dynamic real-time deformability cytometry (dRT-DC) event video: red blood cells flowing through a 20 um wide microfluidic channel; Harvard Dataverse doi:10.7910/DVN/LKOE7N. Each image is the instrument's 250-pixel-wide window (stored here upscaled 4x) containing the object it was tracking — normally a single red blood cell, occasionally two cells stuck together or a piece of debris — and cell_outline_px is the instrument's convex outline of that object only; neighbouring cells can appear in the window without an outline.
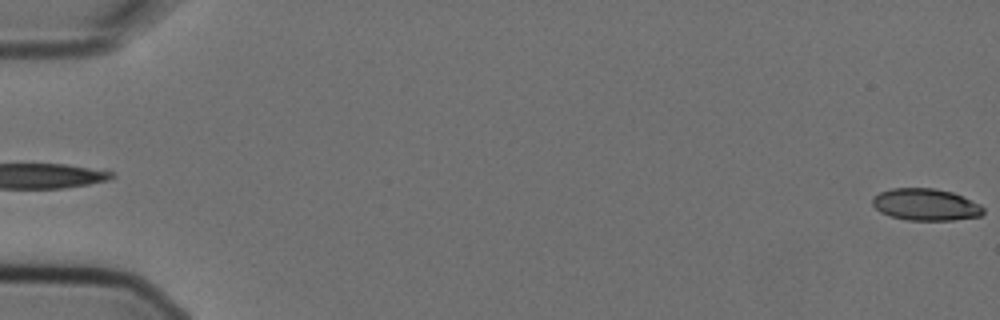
{"species": "Egyptian fruit bat (a non-hibernating species)", "species_latin": "Rousettus aegyptiacus", "temperature_condition": "cold", "stored_images_in_passage": 3, "segment_of_instrument_passage": [2, 2], "camera_frame_rate_fps": 3000, "um_per_image_px": 0.085, "animal": {"sex": "female"}, "frame": {"image": 1, "passage_image": 3, "time_ms": 0.667, "image_size_px": [1000, 320], "cell_outline_px": [[984, 212], [980, 216], [952, 220], [908, 220], [892, 216], [880, 212], [872, 204], [872, 200], [880, 192], [892, 188], [936, 188], [952, 192], [980, 204], [984, 208]], "centroid_in_image_um": [78.7, 17.39], "position_along_channel_um": 6.3, "area_um2": 20.46}}